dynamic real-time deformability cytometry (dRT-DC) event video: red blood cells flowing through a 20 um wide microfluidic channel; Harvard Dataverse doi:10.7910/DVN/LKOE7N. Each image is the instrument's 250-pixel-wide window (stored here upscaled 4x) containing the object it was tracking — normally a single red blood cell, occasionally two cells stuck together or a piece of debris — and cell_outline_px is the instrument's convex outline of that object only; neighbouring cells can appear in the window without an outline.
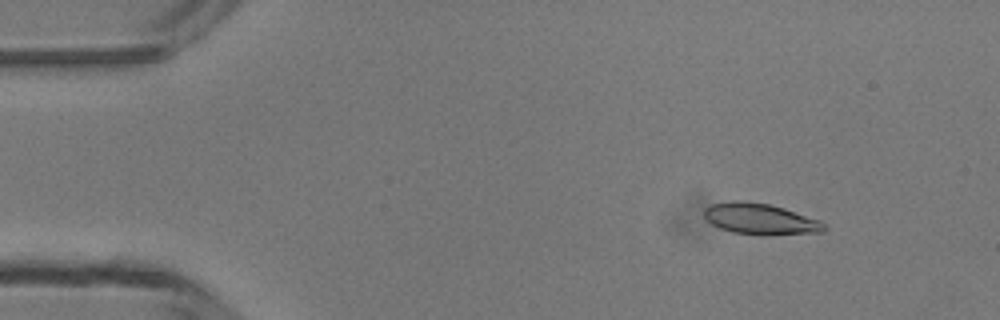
{"species": "common noctule bat (a hibernating species)", "species_latin": "Nyctalus noctula", "temperature_condition": "room temperature", "stored_images_in_passage": 48, "camera_frame_rate_fps": 3000, "um_per_image_px": 0.085, "animal": {"sex": "male", "body_mass_g": 13.3}, "frame": {"image": 1, "passage_image": 6, "time_ms": 1.667, "image_size_px": [1000, 320], "cell_outline_px": [[828, 228], [824, 232], [768, 236], [760, 236], [732, 232], [720, 228], [712, 224], [704, 216], [704, 208], [712, 204], [732, 200], [744, 200], [768, 204], [784, 208], [820, 220]], "centroid_in_image_um": [64.65, 18.63], "position_along_channel_um": 20.4, "area_um2": 22.14}}
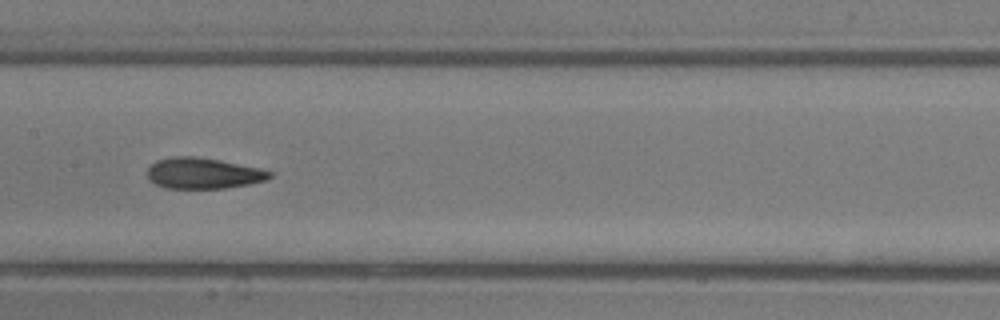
{"frame": {"image": 2, "passage_image": 24, "time_ms": 7.667, "image_size_px": [1000, 320], "cell_outline_px": [[272, 176], [268, 180], [248, 184], [224, 188], [164, 188], [148, 180], [148, 168], [156, 160], [172, 156], [192, 156], [216, 160], [260, 168], [272, 172]], "centroid_in_image_um": [17.25, 14.73], "position_along_channel_um": 190.1, "area_um2": 21.91}}
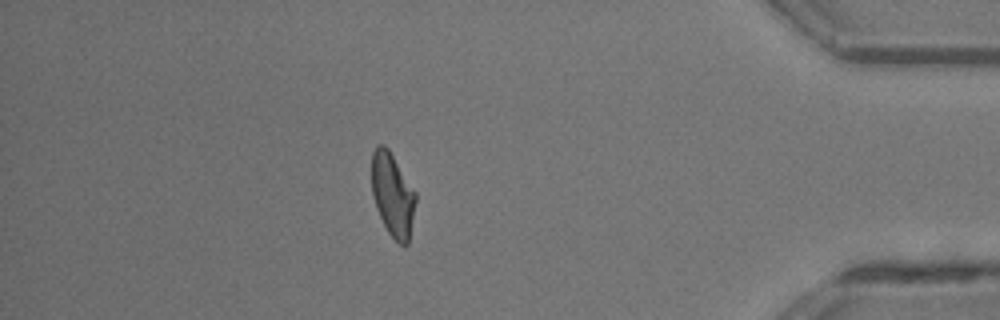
{"frame": {"image": 3, "passage_image": 42, "time_ms": 13.667, "image_size_px": [1000, 320], "cell_outline_px": [[416, 200], [408, 244], [400, 244], [388, 232], [376, 208], [372, 192], [372, 152], [376, 144], [384, 144], [388, 148], [416, 192]], "centroid_in_image_um": [33.37, 16.51], "position_along_channel_um": 401.8, "area_um2": 21.21}, "authors_computed_cell_mechanics": {"area_um2": 21.675, "velocity_mm_per_s": 4.2842, "shape_relaxation_time_tau1_ms": 4.4239, "shape_relaxation_time_tau2_ms": 1.7831, "deformation_change_tau1": 0.1679, "deformation_change_tau2": 0.0875}}